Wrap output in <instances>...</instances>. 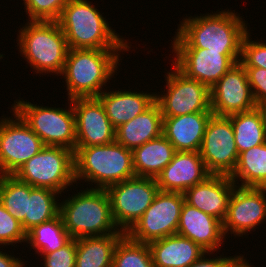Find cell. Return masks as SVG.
<instances>
[{
	"label": "cell",
	"instance_id": "3",
	"mask_svg": "<svg viewBox=\"0 0 266 267\" xmlns=\"http://www.w3.org/2000/svg\"><path fill=\"white\" fill-rule=\"evenodd\" d=\"M127 51L129 52V50L69 49L60 75L64 78L62 80H65L67 98L72 100L98 97L104 91V86V89L107 88L109 80L120 72L118 66L122 63L123 52Z\"/></svg>",
	"mask_w": 266,
	"mask_h": 267
},
{
	"label": "cell",
	"instance_id": "13",
	"mask_svg": "<svg viewBox=\"0 0 266 267\" xmlns=\"http://www.w3.org/2000/svg\"><path fill=\"white\" fill-rule=\"evenodd\" d=\"M199 154L211 174L230 176L233 173L239 153L234 140V129L228 116H211Z\"/></svg>",
	"mask_w": 266,
	"mask_h": 267
},
{
	"label": "cell",
	"instance_id": "24",
	"mask_svg": "<svg viewBox=\"0 0 266 267\" xmlns=\"http://www.w3.org/2000/svg\"><path fill=\"white\" fill-rule=\"evenodd\" d=\"M163 134V116L155 102L149 109L134 119L116 128L115 140L133 150Z\"/></svg>",
	"mask_w": 266,
	"mask_h": 267
},
{
	"label": "cell",
	"instance_id": "18",
	"mask_svg": "<svg viewBox=\"0 0 266 267\" xmlns=\"http://www.w3.org/2000/svg\"><path fill=\"white\" fill-rule=\"evenodd\" d=\"M210 175L199 152L176 151L156 182L160 191L184 193Z\"/></svg>",
	"mask_w": 266,
	"mask_h": 267
},
{
	"label": "cell",
	"instance_id": "14",
	"mask_svg": "<svg viewBox=\"0 0 266 267\" xmlns=\"http://www.w3.org/2000/svg\"><path fill=\"white\" fill-rule=\"evenodd\" d=\"M262 223H266V188L236 186L222 222L225 237L247 236Z\"/></svg>",
	"mask_w": 266,
	"mask_h": 267
},
{
	"label": "cell",
	"instance_id": "32",
	"mask_svg": "<svg viewBox=\"0 0 266 267\" xmlns=\"http://www.w3.org/2000/svg\"><path fill=\"white\" fill-rule=\"evenodd\" d=\"M112 267H154L148 244L125 234L115 247Z\"/></svg>",
	"mask_w": 266,
	"mask_h": 267
},
{
	"label": "cell",
	"instance_id": "15",
	"mask_svg": "<svg viewBox=\"0 0 266 267\" xmlns=\"http://www.w3.org/2000/svg\"><path fill=\"white\" fill-rule=\"evenodd\" d=\"M171 64L191 79L211 89L236 63L241 54H221L207 49H171Z\"/></svg>",
	"mask_w": 266,
	"mask_h": 267
},
{
	"label": "cell",
	"instance_id": "41",
	"mask_svg": "<svg viewBox=\"0 0 266 267\" xmlns=\"http://www.w3.org/2000/svg\"><path fill=\"white\" fill-rule=\"evenodd\" d=\"M27 262L28 261H26L25 259H22L15 267H26Z\"/></svg>",
	"mask_w": 266,
	"mask_h": 267
},
{
	"label": "cell",
	"instance_id": "35",
	"mask_svg": "<svg viewBox=\"0 0 266 267\" xmlns=\"http://www.w3.org/2000/svg\"><path fill=\"white\" fill-rule=\"evenodd\" d=\"M250 30L244 35L239 63L243 67L266 69V40H252Z\"/></svg>",
	"mask_w": 266,
	"mask_h": 267
},
{
	"label": "cell",
	"instance_id": "25",
	"mask_svg": "<svg viewBox=\"0 0 266 267\" xmlns=\"http://www.w3.org/2000/svg\"><path fill=\"white\" fill-rule=\"evenodd\" d=\"M176 150L162 134L132 150L136 177L154 178L172 161Z\"/></svg>",
	"mask_w": 266,
	"mask_h": 267
},
{
	"label": "cell",
	"instance_id": "26",
	"mask_svg": "<svg viewBox=\"0 0 266 267\" xmlns=\"http://www.w3.org/2000/svg\"><path fill=\"white\" fill-rule=\"evenodd\" d=\"M125 234H109L76 239L75 267H112L118 241Z\"/></svg>",
	"mask_w": 266,
	"mask_h": 267
},
{
	"label": "cell",
	"instance_id": "31",
	"mask_svg": "<svg viewBox=\"0 0 266 267\" xmlns=\"http://www.w3.org/2000/svg\"><path fill=\"white\" fill-rule=\"evenodd\" d=\"M27 196L30 185L19 180L15 175H0V201L4 208L15 217L25 231Z\"/></svg>",
	"mask_w": 266,
	"mask_h": 267
},
{
	"label": "cell",
	"instance_id": "9",
	"mask_svg": "<svg viewBox=\"0 0 266 267\" xmlns=\"http://www.w3.org/2000/svg\"><path fill=\"white\" fill-rule=\"evenodd\" d=\"M165 72L166 87L155 92V102L163 117L182 116L211 111L210 89L195 79L188 78L174 65ZM163 92V93H162Z\"/></svg>",
	"mask_w": 266,
	"mask_h": 267
},
{
	"label": "cell",
	"instance_id": "5",
	"mask_svg": "<svg viewBox=\"0 0 266 267\" xmlns=\"http://www.w3.org/2000/svg\"><path fill=\"white\" fill-rule=\"evenodd\" d=\"M134 177L132 150L116 140L105 145L76 147L74 151V179L77 187V183L83 181L90 184L89 188L107 189Z\"/></svg>",
	"mask_w": 266,
	"mask_h": 267
},
{
	"label": "cell",
	"instance_id": "36",
	"mask_svg": "<svg viewBox=\"0 0 266 267\" xmlns=\"http://www.w3.org/2000/svg\"><path fill=\"white\" fill-rule=\"evenodd\" d=\"M43 259L44 267H75L76 262V239H71L62 248L51 253H38Z\"/></svg>",
	"mask_w": 266,
	"mask_h": 267
},
{
	"label": "cell",
	"instance_id": "22",
	"mask_svg": "<svg viewBox=\"0 0 266 267\" xmlns=\"http://www.w3.org/2000/svg\"><path fill=\"white\" fill-rule=\"evenodd\" d=\"M213 112L163 117V135L176 151L199 152L206 126Z\"/></svg>",
	"mask_w": 266,
	"mask_h": 267
},
{
	"label": "cell",
	"instance_id": "23",
	"mask_svg": "<svg viewBox=\"0 0 266 267\" xmlns=\"http://www.w3.org/2000/svg\"><path fill=\"white\" fill-rule=\"evenodd\" d=\"M154 267H188L205 252L191 239L178 234L148 243Z\"/></svg>",
	"mask_w": 266,
	"mask_h": 267
},
{
	"label": "cell",
	"instance_id": "27",
	"mask_svg": "<svg viewBox=\"0 0 266 267\" xmlns=\"http://www.w3.org/2000/svg\"><path fill=\"white\" fill-rule=\"evenodd\" d=\"M230 178L240 187L266 188V142L241 152Z\"/></svg>",
	"mask_w": 266,
	"mask_h": 267
},
{
	"label": "cell",
	"instance_id": "34",
	"mask_svg": "<svg viewBox=\"0 0 266 267\" xmlns=\"http://www.w3.org/2000/svg\"><path fill=\"white\" fill-rule=\"evenodd\" d=\"M17 243H26V232L21 223L13 217L0 201V248L10 245L13 247Z\"/></svg>",
	"mask_w": 266,
	"mask_h": 267
},
{
	"label": "cell",
	"instance_id": "1",
	"mask_svg": "<svg viewBox=\"0 0 266 267\" xmlns=\"http://www.w3.org/2000/svg\"><path fill=\"white\" fill-rule=\"evenodd\" d=\"M235 10H217L183 17L171 40L172 49H207L221 54H241L244 35L250 30Z\"/></svg>",
	"mask_w": 266,
	"mask_h": 267
},
{
	"label": "cell",
	"instance_id": "8",
	"mask_svg": "<svg viewBox=\"0 0 266 267\" xmlns=\"http://www.w3.org/2000/svg\"><path fill=\"white\" fill-rule=\"evenodd\" d=\"M14 175L33 187L53 189L63 195L69 187H75L74 152L64 147L44 146Z\"/></svg>",
	"mask_w": 266,
	"mask_h": 267
},
{
	"label": "cell",
	"instance_id": "40",
	"mask_svg": "<svg viewBox=\"0 0 266 267\" xmlns=\"http://www.w3.org/2000/svg\"><path fill=\"white\" fill-rule=\"evenodd\" d=\"M258 107L261 109V111L263 113L264 121H265V127H266V101L259 104Z\"/></svg>",
	"mask_w": 266,
	"mask_h": 267
},
{
	"label": "cell",
	"instance_id": "17",
	"mask_svg": "<svg viewBox=\"0 0 266 267\" xmlns=\"http://www.w3.org/2000/svg\"><path fill=\"white\" fill-rule=\"evenodd\" d=\"M76 124V147L105 145L115 141L116 129L97 97L71 100Z\"/></svg>",
	"mask_w": 266,
	"mask_h": 267
},
{
	"label": "cell",
	"instance_id": "7",
	"mask_svg": "<svg viewBox=\"0 0 266 267\" xmlns=\"http://www.w3.org/2000/svg\"><path fill=\"white\" fill-rule=\"evenodd\" d=\"M68 107L63 109L49 106H39L16 99L12 104L14 110L30 129L41 139L44 146H59L72 150L76 149V124L71 100Z\"/></svg>",
	"mask_w": 266,
	"mask_h": 267
},
{
	"label": "cell",
	"instance_id": "37",
	"mask_svg": "<svg viewBox=\"0 0 266 267\" xmlns=\"http://www.w3.org/2000/svg\"><path fill=\"white\" fill-rule=\"evenodd\" d=\"M213 254L216 255V257ZM223 254L224 253L217 256V254L207 251L188 267H255L249 263V260L242 254L237 255L236 253V255L229 257H226V255L224 256ZM211 255H213V257H211Z\"/></svg>",
	"mask_w": 266,
	"mask_h": 267
},
{
	"label": "cell",
	"instance_id": "12",
	"mask_svg": "<svg viewBox=\"0 0 266 267\" xmlns=\"http://www.w3.org/2000/svg\"><path fill=\"white\" fill-rule=\"evenodd\" d=\"M10 110L13 117H0V175H14L44 147L41 139L23 119Z\"/></svg>",
	"mask_w": 266,
	"mask_h": 267
},
{
	"label": "cell",
	"instance_id": "2",
	"mask_svg": "<svg viewBox=\"0 0 266 267\" xmlns=\"http://www.w3.org/2000/svg\"><path fill=\"white\" fill-rule=\"evenodd\" d=\"M57 22L69 49L131 50L129 39L120 36L89 0H69Z\"/></svg>",
	"mask_w": 266,
	"mask_h": 267
},
{
	"label": "cell",
	"instance_id": "11",
	"mask_svg": "<svg viewBox=\"0 0 266 267\" xmlns=\"http://www.w3.org/2000/svg\"><path fill=\"white\" fill-rule=\"evenodd\" d=\"M185 197L183 193L160 191L152 204L126 235L140 243H150L177 234Z\"/></svg>",
	"mask_w": 266,
	"mask_h": 267
},
{
	"label": "cell",
	"instance_id": "6",
	"mask_svg": "<svg viewBox=\"0 0 266 267\" xmlns=\"http://www.w3.org/2000/svg\"><path fill=\"white\" fill-rule=\"evenodd\" d=\"M18 30L17 49L34 72L60 76L69 51L57 21H28ZM29 63V64H28Z\"/></svg>",
	"mask_w": 266,
	"mask_h": 267
},
{
	"label": "cell",
	"instance_id": "29",
	"mask_svg": "<svg viewBox=\"0 0 266 267\" xmlns=\"http://www.w3.org/2000/svg\"><path fill=\"white\" fill-rule=\"evenodd\" d=\"M71 236L65 229L63 220L58 214L55 218L43 222L26 233V245L38 253H51L62 248L70 240Z\"/></svg>",
	"mask_w": 266,
	"mask_h": 267
},
{
	"label": "cell",
	"instance_id": "21",
	"mask_svg": "<svg viewBox=\"0 0 266 267\" xmlns=\"http://www.w3.org/2000/svg\"><path fill=\"white\" fill-rule=\"evenodd\" d=\"M110 90L104 89L97 98L115 129L142 114L155 103L154 92H137L136 89Z\"/></svg>",
	"mask_w": 266,
	"mask_h": 267
},
{
	"label": "cell",
	"instance_id": "28",
	"mask_svg": "<svg viewBox=\"0 0 266 267\" xmlns=\"http://www.w3.org/2000/svg\"><path fill=\"white\" fill-rule=\"evenodd\" d=\"M234 129L238 153L266 142V127L261 109L256 108L228 115Z\"/></svg>",
	"mask_w": 266,
	"mask_h": 267
},
{
	"label": "cell",
	"instance_id": "33",
	"mask_svg": "<svg viewBox=\"0 0 266 267\" xmlns=\"http://www.w3.org/2000/svg\"><path fill=\"white\" fill-rule=\"evenodd\" d=\"M28 21H58L69 0H22Z\"/></svg>",
	"mask_w": 266,
	"mask_h": 267
},
{
	"label": "cell",
	"instance_id": "19",
	"mask_svg": "<svg viewBox=\"0 0 266 267\" xmlns=\"http://www.w3.org/2000/svg\"><path fill=\"white\" fill-rule=\"evenodd\" d=\"M236 186L228 175L211 174L183 194L187 204L223 222Z\"/></svg>",
	"mask_w": 266,
	"mask_h": 267
},
{
	"label": "cell",
	"instance_id": "30",
	"mask_svg": "<svg viewBox=\"0 0 266 267\" xmlns=\"http://www.w3.org/2000/svg\"><path fill=\"white\" fill-rule=\"evenodd\" d=\"M60 197L62 195L53 189L30 185V196H27V213L25 214L26 233L59 214Z\"/></svg>",
	"mask_w": 266,
	"mask_h": 267
},
{
	"label": "cell",
	"instance_id": "4",
	"mask_svg": "<svg viewBox=\"0 0 266 267\" xmlns=\"http://www.w3.org/2000/svg\"><path fill=\"white\" fill-rule=\"evenodd\" d=\"M76 191L59 202V214L71 238L125 234L114 223L106 189Z\"/></svg>",
	"mask_w": 266,
	"mask_h": 267
},
{
	"label": "cell",
	"instance_id": "16",
	"mask_svg": "<svg viewBox=\"0 0 266 267\" xmlns=\"http://www.w3.org/2000/svg\"><path fill=\"white\" fill-rule=\"evenodd\" d=\"M211 111L228 116L256 108L246 69L238 62L210 89Z\"/></svg>",
	"mask_w": 266,
	"mask_h": 267
},
{
	"label": "cell",
	"instance_id": "20",
	"mask_svg": "<svg viewBox=\"0 0 266 267\" xmlns=\"http://www.w3.org/2000/svg\"><path fill=\"white\" fill-rule=\"evenodd\" d=\"M177 234L191 239L204 250L216 252L221 251L225 237L222 222L203 211L190 206L185 201L180 214ZM223 244V245H222Z\"/></svg>",
	"mask_w": 266,
	"mask_h": 267
},
{
	"label": "cell",
	"instance_id": "38",
	"mask_svg": "<svg viewBox=\"0 0 266 267\" xmlns=\"http://www.w3.org/2000/svg\"><path fill=\"white\" fill-rule=\"evenodd\" d=\"M248 82L257 105L266 101V69L258 67H244Z\"/></svg>",
	"mask_w": 266,
	"mask_h": 267
},
{
	"label": "cell",
	"instance_id": "10",
	"mask_svg": "<svg viewBox=\"0 0 266 267\" xmlns=\"http://www.w3.org/2000/svg\"><path fill=\"white\" fill-rule=\"evenodd\" d=\"M106 191L114 223L126 234L152 204L159 187L154 178L134 177L111 185Z\"/></svg>",
	"mask_w": 266,
	"mask_h": 267
},
{
	"label": "cell",
	"instance_id": "39",
	"mask_svg": "<svg viewBox=\"0 0 266 267\" xmlns=\"http://www.w3.org/2000/svg\"><path fill=\"white\" fill-rule=\"evenodd\" d=\"M8 252L5 250L3 252V247L0 249V267H15L21 261V257L11 255L12 253L9 250Z\"/></svg>",
	"mask_w": 266,
	"mask_h": 267
}]
</instances>
